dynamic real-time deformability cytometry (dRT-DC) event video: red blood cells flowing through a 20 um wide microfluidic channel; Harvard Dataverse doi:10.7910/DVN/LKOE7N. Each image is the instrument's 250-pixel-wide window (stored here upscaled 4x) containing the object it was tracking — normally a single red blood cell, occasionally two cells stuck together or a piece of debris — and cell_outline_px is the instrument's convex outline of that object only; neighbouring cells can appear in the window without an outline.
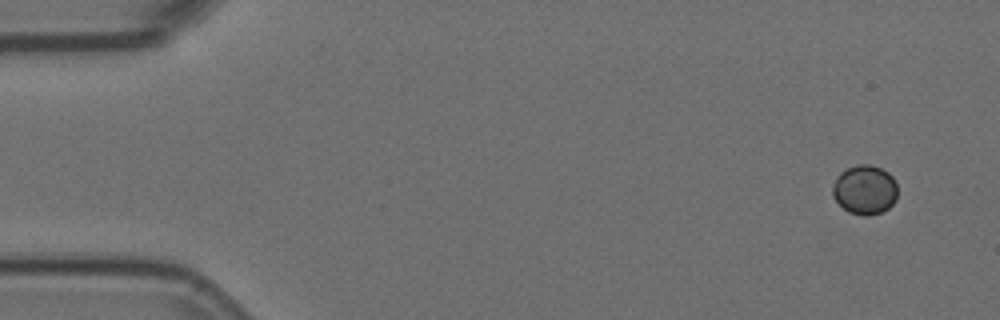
{"species": "Egyptian fruit bat (a non-hibernating species)", "species_latin": "Rousettus aegyptiacus", "temperature_condition": "room temperature", "stored_images_in_passage": 5, "camera_frame_rate_fps": 3000, "um_per_image_px": 0.085, "animal": {"sex": "female"}, "frame": {"image": 1, "passage_image": 1, "time_ms": 0.0, "image_size_px": [1000, 320], "cell_outline_px": [[896, 200], [888, 208], [880, 212], [868, 216], [864, 216], [848, 212], [832, 196], [832, 184], [836, 176], [840, 172], [856, 164], [868, 164], [880, 168], [888, 172], [892, 176], [896, 184]], "centroid_in_image_um": [73.48, 16.12], "position_along_channel_um": 11.5, "area_um2": 18.73}}
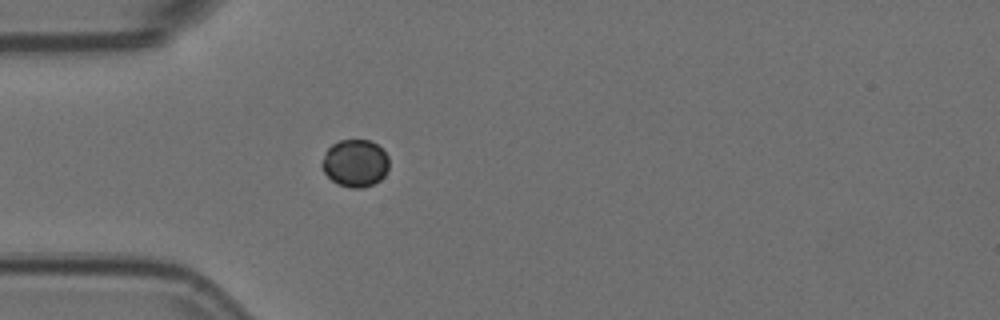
{"frame": {"image": 2, "passage_image": 5, "time_ms": 1.333, "image_size_px": [1000, 320], "cell_outline_px": [[388, 168], [384, 176], [380, 180], [364, 188], [348, 188], [332, 180], [324, 172], [320, 164], [324, 152], [332, 144], [340, 140], [368, 140], [376, 144], [388, 156]], "centroid_in_image_um": [30.16, 13.87], "position_along_channel_um": 54.8, "area_um2": 18.55}}